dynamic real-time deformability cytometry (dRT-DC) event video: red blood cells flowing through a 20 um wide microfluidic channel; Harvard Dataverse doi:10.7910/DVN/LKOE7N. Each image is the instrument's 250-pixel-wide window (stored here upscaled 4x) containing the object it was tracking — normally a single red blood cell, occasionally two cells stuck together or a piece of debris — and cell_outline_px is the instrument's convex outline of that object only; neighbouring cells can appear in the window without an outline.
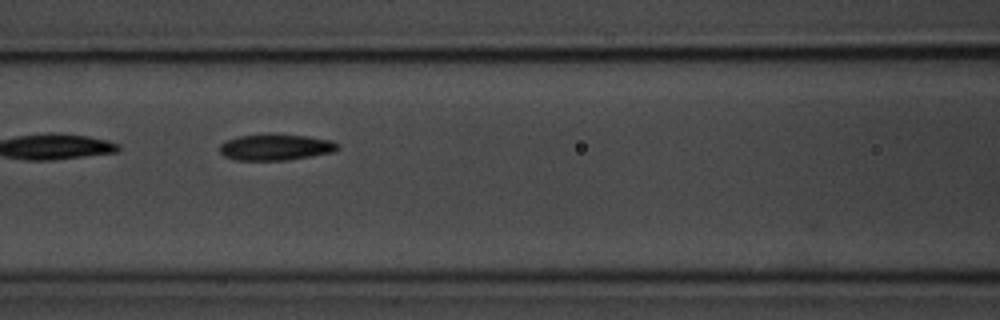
{"species": "common noctule bat (a hibernating species)", "species_latin": "Nyctalus noctula", "temperature_condition": "room temperature", "stored_images_in_passage": 7, "camera_frame_rate_fps": 3000, "um_per_image_px": 0.085, "animal": {"sex": "male", "body_mass_g": 20.1, "forearm_length_mm": 53.5}, "frame": {"image": 1, "passage_image": 5, "time_ms": 4.667, "image_size_px": [1000, 320], "cell_outline_px": [[340, 148], [332, 152], [288, 160], [236, 160], [224, 156], [220, 152], [220, 144], [224, 140], [240, 136], [308, 136], [332, 140]], "centroid_in_image_um": [23.41, 12.54], "position_along_channel_um": 143.2, "area_um2": 17.4}}
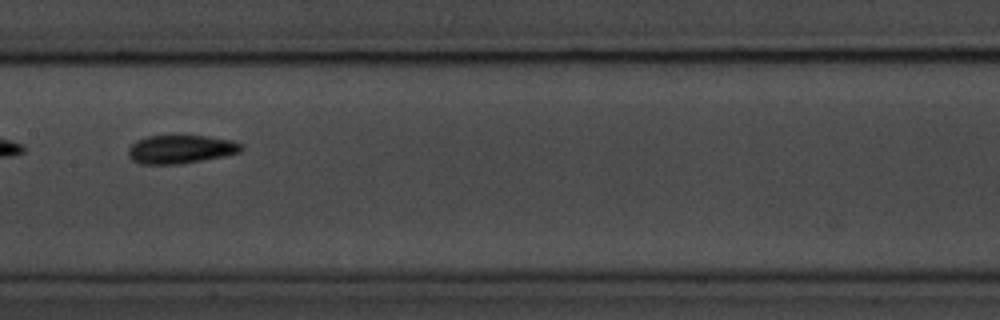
{"frame": {"image": 2, "passage_image": 6, "time_ms": 6.0, "image_size_px": [1000, 320], "cell_outline_px": [[244, 148], [240, 152], [224, 156], [180, 164], [140, 164], [132, 160], [128, 156], [128, 148], [136, 140], [148, 136], [176, 132], [208, 136], [232, 140], [240, 144]], "centroid_in_image_um": [15.33, 12.63], "position_along_channel_um": 192.1, "area_um2": 19.59}}